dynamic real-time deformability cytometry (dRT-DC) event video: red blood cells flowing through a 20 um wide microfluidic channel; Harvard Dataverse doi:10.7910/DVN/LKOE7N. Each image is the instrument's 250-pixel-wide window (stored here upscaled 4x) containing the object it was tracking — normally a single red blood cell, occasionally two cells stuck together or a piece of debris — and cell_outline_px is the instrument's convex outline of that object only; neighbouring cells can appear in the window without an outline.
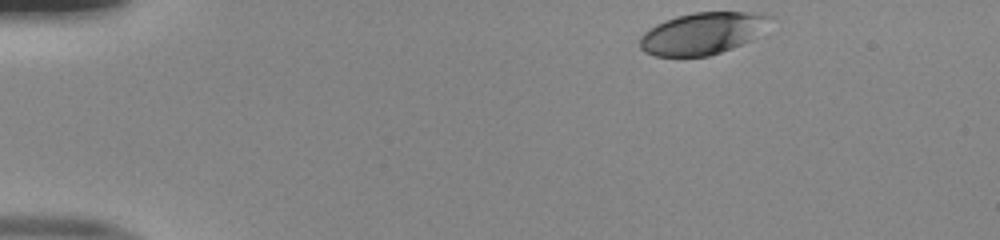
{"species": "human", "species_latin": "Homo sapiens", "temperature_condition": "room temperature", "stored_images_in_passage": 39, "camera_frame_rate_fps": 3000, "um_per_image_px": 0.085, "donor": {"sex": "male"}, "frame": {"image": 1, "passage_image": 1, "time_ms": 0.0, "image_size_px": [1000, 240], "cell_outline_px": [[776, 16], [752, 40], [732, 48], [708, 56], [656, 56], [644, 52], [640, 48], [640, 36], [648, 28], [656, 24], [676, 16], [696, 12], [768, 12]], "centroid_in_image_um": [59.76, 2.82], "position_along_channel_um": 25.2, "area_um2": 32.08}}
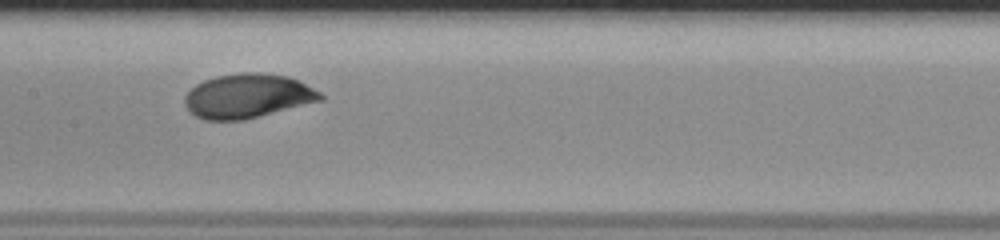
{"frame": {"image": 2, "passage_image": 20, "time_ms": 6.333, "image_size_px": [1000, 240], "cell_outline_px": [[324, 100], [244, 120], [204, 120], [188, 112], [184, 104], [184, 96], [196, 84], [204, 80], [216, 76], [240, 72], [260, 72], [288, 76], [300, 80], [320, 92], [324, 96]], "centroid_in_image_um": [21.05, 8.16], "position_along_channel_um": 186.3, "area_um2": 35.37}}
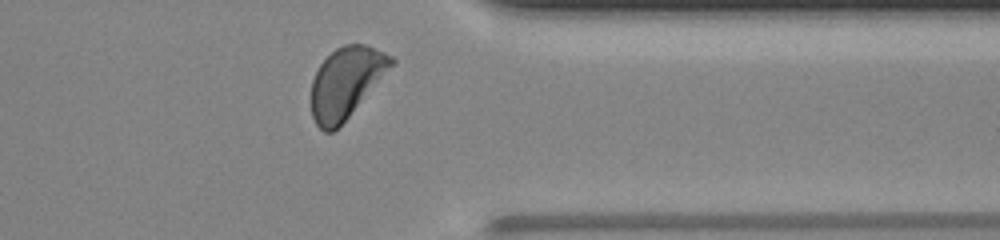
{"frame": {"image": 3, "passage_image": 35, "time_ms": 11.333, "image_size_px": [1000, 240], "cell_outline_px": [[396, 64], [348, 116], [332, 132], [324, 132], [316, 124], [312, 116], [312, 80], [320, 64], [336, 48], [344, 44], [368, 44], [392, 56], [396, 60]], "centroid_in_image_um": [29.45, 6.98], "position_along_channel_um": 381.9, "area_um2": 32.77}, "authors_computed_cell_mechanics": {"area_um2": 34.2754, "velocity_mm_per_s": 4.0104, "shape_relaxation_time_tau1_ms": 3.259, "shape_relaxation_time_tau2_ms": 0.8546, "deformation_change_tau1": 0.1685, "deformation_change_tau2": 0.0388}}